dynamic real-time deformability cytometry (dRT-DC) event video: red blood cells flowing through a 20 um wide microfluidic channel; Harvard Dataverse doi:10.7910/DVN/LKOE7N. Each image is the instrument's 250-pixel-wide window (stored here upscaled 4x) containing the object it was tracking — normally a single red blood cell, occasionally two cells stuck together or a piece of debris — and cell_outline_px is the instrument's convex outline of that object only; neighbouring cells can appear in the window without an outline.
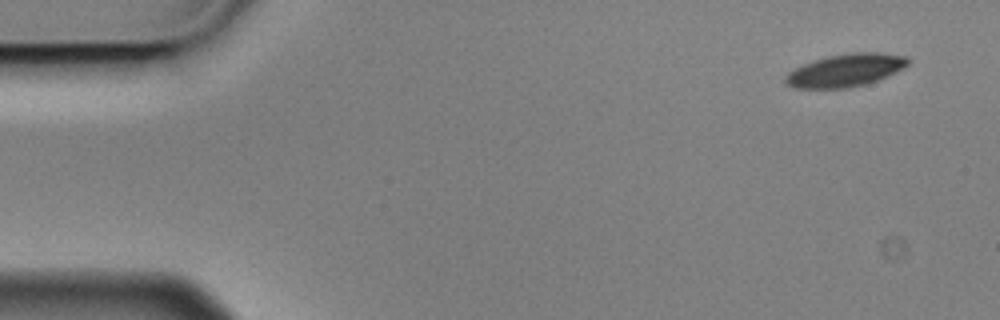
{"species": "Egyptian fruit bat (a non-hibernating species)", "species_latin": "Rousettus aegyptiacus", "temperature_condition": "cold", "stored_images_in_passage": 5, "segment_of_instrument_passage": [2, 2], "camera_frame_rate_fps": 3000, "um_per_image_px": 0.085, "animal": {"sex": "male"}, "frame": {"image": 1, "passage_image": 5, "time_ms": 1.333, "image_size_px": [1000, 320], "cell_outline_px": [[908, 64], [904, 68], [896, 72], [876, 80], [864, 84], [848, 88], [796, 88], [788, 84], [784, 80], [784, 76], [788, 72], [812, 60], [828, 56], [852, 52], [884, 52], [908, 56]], "centroid_in_image_um": [71.88, 5.96], "position_along_channel_um": 13.1, "area_um2": 23.35}}